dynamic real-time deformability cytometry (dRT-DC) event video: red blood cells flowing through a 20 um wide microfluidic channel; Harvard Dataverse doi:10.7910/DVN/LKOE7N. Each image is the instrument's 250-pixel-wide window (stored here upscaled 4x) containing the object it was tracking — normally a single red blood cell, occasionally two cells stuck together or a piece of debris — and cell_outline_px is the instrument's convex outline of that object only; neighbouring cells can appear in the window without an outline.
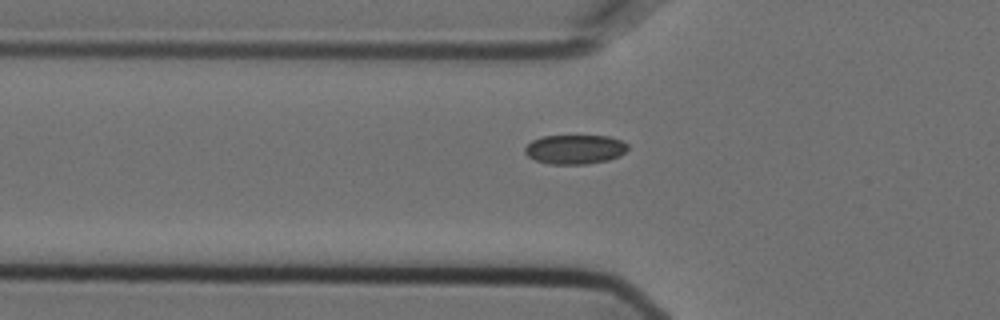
{"species": "Egyptian fruit bat (a non-hibernating species)", "species_latin": "Rousettus aegyptiacus", "temperature_condition": "cold", "stored_images_in_passage": 17, "camera_frame_rate_fps": 3000, "um_per_image_px": 0.085, "animal": {"sex": "female"}, "frame": {"image": 1, "passage_image": 5, "time_ms": 1.333, "image_size_px": [1000, 320], "cell_outline_px": [[628, 148], [620, 156], [608, 160], [584, 164], [548, 164], [536, 160], [528, 156], [524, 152], [524, 148], [532, 140], [540, 136], [608, 136], [620, 140], [628, 144]], "centroid_in_image_um": [48.85, 12.69], "position_along_channel_um": 76.9, "area_um2": 17.57}}
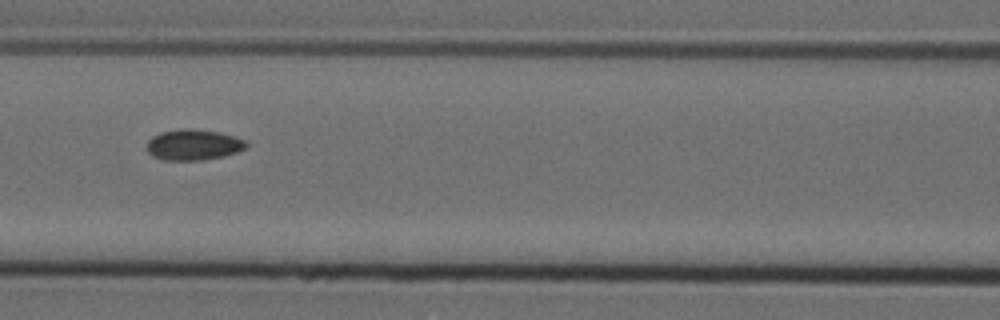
{"frame": {"image": 2, "passage_image": 11, "time_ms": 3.333, "image_size_px": [1000, 320], "cell_outline_px": [[248, 144], [244, 148], [236, 152], [224, 156], [204, 160], [164, 160], [152, 156], [148, 152], [148, 140], [152, 136], [160, 132], [220, 132], [248, 140]], "centroid_in_image_um": [16.48, 12.37], "position_along_channel_um": 150.1, "area_um2": 16.99}}
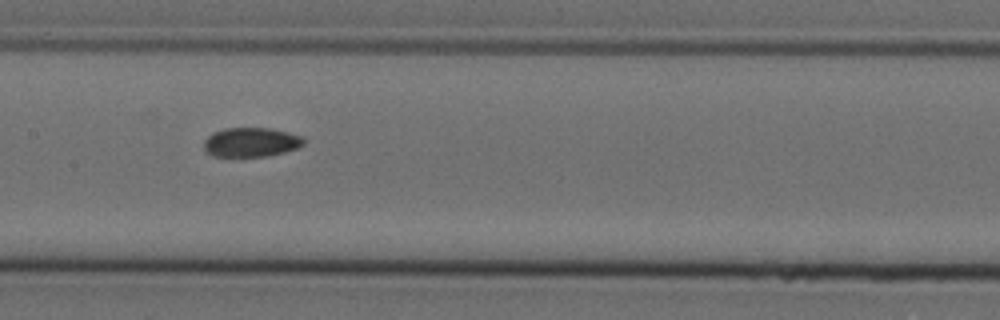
{"frame": {"image": 3, "passage_image": 14, "time_ms": 4.333, "image_size_px": [1000, 320], "cell_outline_px": [[304, 144], [296, 148], [284, 152], [268, 156], [212, 156], [204, 148], [204, 140], [212, 132], [224, 128], [272, 128], [304, 136]], "centroid_in_image_um": [21.35, 12.07], "position_along_channel_um": 186.1, "area_um2": 17.11}}